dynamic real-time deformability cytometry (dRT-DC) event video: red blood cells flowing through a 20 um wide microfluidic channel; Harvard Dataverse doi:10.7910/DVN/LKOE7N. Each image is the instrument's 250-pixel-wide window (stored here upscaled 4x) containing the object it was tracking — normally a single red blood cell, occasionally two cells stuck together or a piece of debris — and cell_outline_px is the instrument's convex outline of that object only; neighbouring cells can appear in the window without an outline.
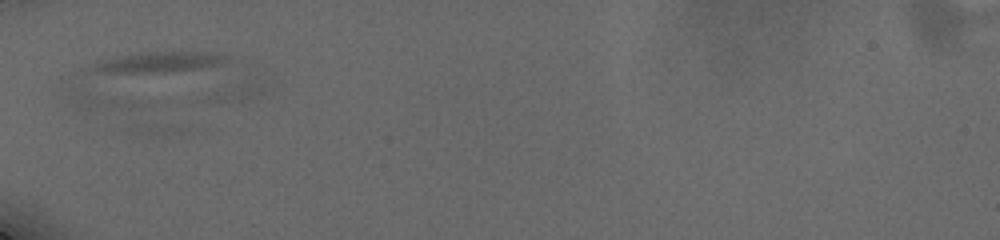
{"species": "human", "species_latin": "Homo sapiens", "temperature_condition": "cold", "stored_images_in_passage": 14, "camera_frame_rate_fps": 3000, "um_per_image_px": 0.085, "donor": {"sex": "male"}, "frame": {"image": 1, "passage_image": 1, "time_ms": 0.0, "image_size_px": [1000, 240], "cell_outline_px": [[236, 60], [140, 104], [112, 108], [80, 112], [72, 96], [68, 84], [68, 76], [80, 68], [88, 64], [100, 60], [140, 52], [212, 52], [228, 56]], "centroid_in_image_um": [11.74, 6.58], "position_along_channel_um": 73.3, "area_um2": 44.1}}